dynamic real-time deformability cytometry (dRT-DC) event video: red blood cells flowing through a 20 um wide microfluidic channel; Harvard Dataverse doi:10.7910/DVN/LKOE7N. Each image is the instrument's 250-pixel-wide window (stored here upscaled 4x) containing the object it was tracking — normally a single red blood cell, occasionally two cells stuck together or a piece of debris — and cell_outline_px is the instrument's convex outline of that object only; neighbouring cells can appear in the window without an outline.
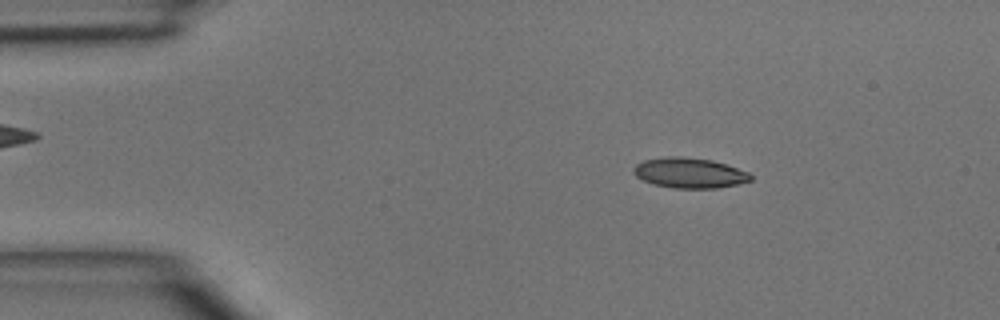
{"species": "common noctule bat (a hibernating species)", "species_latin": "Nyctalus noctula", "temperature_condition": "room temperature", "stored_images_in_passage": 3, "camera_frame_rate_fps": 3000, "um_per_image_px": 0.085, "animal": {"sex": "male", "body_mass_g": 15.6}, "frame": {"image": 1, "passage_image": 2, "time_ms": 1.0, "image_size_px": [1000, 320], "cell_outline_px": [[752, 180], [736, 184], [716, 188], [672, 188], [652, 184], [636, 176], [632, 172], [632, 168], [636, 164], [644, 160], [668, 156], [680, 156], [712, 160], [748, 172], [752, 176]], "centroid_in_image_um": [58.56, 14.7], "position_along_channel_um": 26.4, "area_um2": 20.58}}